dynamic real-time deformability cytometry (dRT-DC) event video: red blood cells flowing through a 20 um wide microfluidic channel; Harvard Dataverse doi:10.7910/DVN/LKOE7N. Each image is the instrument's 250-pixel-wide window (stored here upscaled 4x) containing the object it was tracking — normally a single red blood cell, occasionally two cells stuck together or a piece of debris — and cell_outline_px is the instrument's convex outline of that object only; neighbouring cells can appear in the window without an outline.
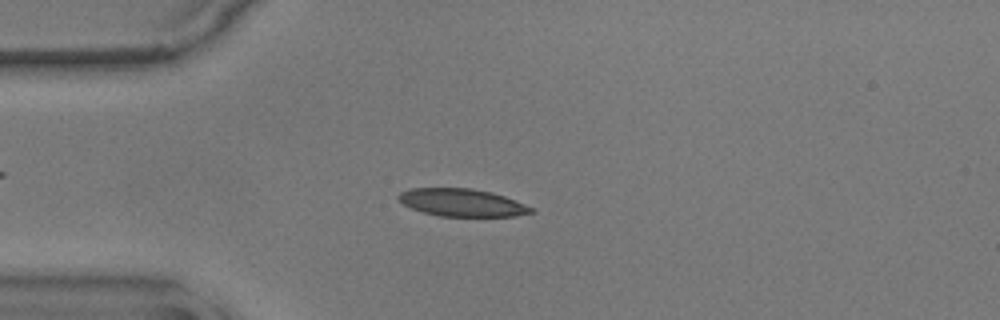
{"species": "common noctule bat (a hibernating species)", "species_latin": "Nyctalus noctula", "temperature_condition": "warm", "stored_images_in_passage": 54, "camera_frame_rate_fps": 3000, "um_per_image_px": 0.085, "animal": {"sex": "male", "body_mass_g": 17.9}, "frame": {"image": 1, "passage_image": 12, "time_ms": 3.667, "image_size_px": [1000, 320], "cell_outline_px": [[536, 212], [516, 216], [440, 216], [424, 212], [412, 208], [396, 200], [396, 196], [400, 192], [412, 188], [472, 188], [492, 192], [504, 196], [536, 208]], "centroid_in_image_um": [39.3, 17.22], "position_along_channel_um": 45.7, "area_um2": 21.5}}
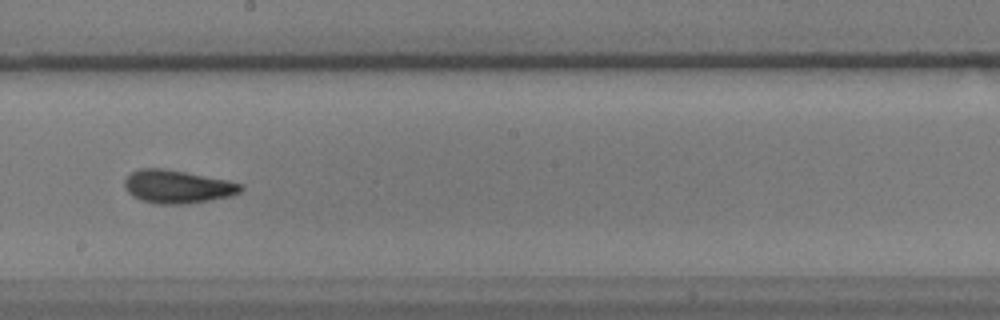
{"frame": {"image": 2, "passage_image": 29, "time_ms": 9.333, "image_size_px": [1000, 320], "cell_outline_px": [[244, 188], [240, 192], [232, 196], [188, 204], [156, 204], [140, 200], [132, 196], [124, 188], [124, 180], [132, 172], [140, 168], [164, 168], [228, 180], [244, 184]], "centroid_in_image_um": [15.09, 15.87], "position_along_channel_um": 233.1, "area_um2": 22.72}}
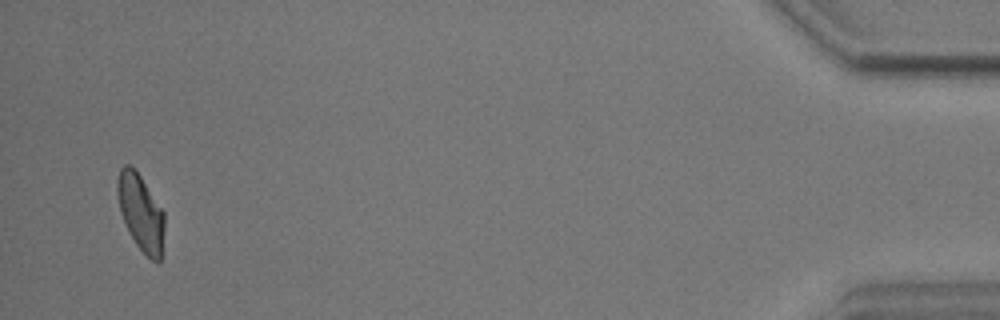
{"frame": {"image": 3, "passage_image": 52, "time_ms": 17.0, "image_size_px": [1000, 320], "cell_outline_px": [[164, 228], [160, 260], [152, 260], [136, 244], [120, 212], [116, 192], [116, 180], [120, 168], [124, 164], [132, 164], [164, 212]], "centroid_in_image_um": [11.93, 17.98], "position_along_channel_um": 423.3, "area_um2": 20.63}, "authors_computed_cell_mechanics": {"area_um2": 21.675, "velocity_mm_per_s": 3.5724, "shape_relaxation_time_tau1_ms": 2.8808, "shape_relaxation_time_tau2_ms": 2.0137, "deformation_change_tau1": 0.1543, "deformation_change_tau2": 0.0991}}